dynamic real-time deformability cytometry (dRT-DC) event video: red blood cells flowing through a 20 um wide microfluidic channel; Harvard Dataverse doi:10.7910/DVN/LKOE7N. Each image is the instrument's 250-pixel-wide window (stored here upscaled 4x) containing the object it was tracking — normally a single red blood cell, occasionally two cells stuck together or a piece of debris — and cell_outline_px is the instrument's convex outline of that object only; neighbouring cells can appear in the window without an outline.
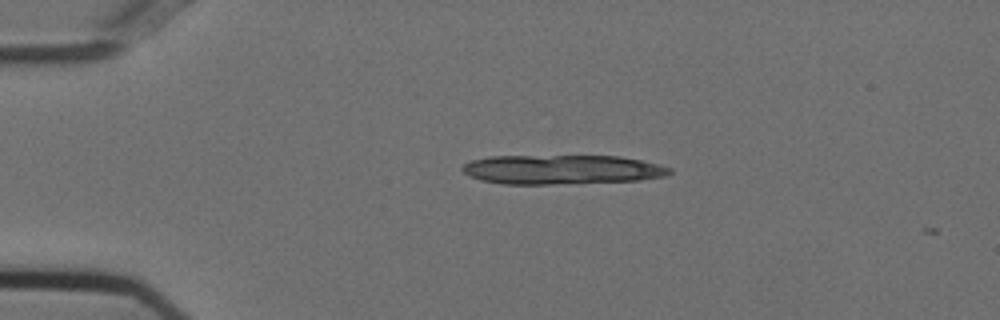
{"species": "Egyptian fruit bat (a non-hibernating species)", "species_latin": "Rousettus aegyptiacus", "temperature_condition": "cold", "stored_images_in_passage": 2, "camera_frame_rate_fps": 3000, "um_per_image_px": 0.085, "animal": {"sex": "female"}, "frame": {"image": 1, "passage_image": 1, "time_ms": 0.0, "image_size_px": [1000, 320], "cell_outline_px": [[672, 172], [664, 176], [640, 180], [552, 184], [504, 184], [480, 180], [468, 176], [460, 168], [464, 164], [472, 160], [488, 156], [620, 156], [640, 160], [672, 168]], "centroid_in_image_um": [47.71, 14.41], "position_along_channel_um": 37.3, "area_um2": 35.43}}